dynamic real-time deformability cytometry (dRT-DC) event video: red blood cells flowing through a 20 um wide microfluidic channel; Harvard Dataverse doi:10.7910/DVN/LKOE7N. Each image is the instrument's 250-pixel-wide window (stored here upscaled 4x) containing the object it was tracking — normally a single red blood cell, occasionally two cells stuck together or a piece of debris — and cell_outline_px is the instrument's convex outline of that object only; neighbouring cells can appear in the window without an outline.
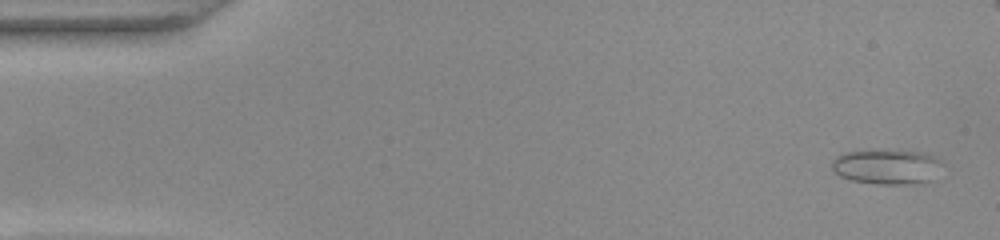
{"species": "common noctule bat (a hibernating species)", "species_latin": "Nyctalus noctula", "temperature_condition": "warm", "stored_images_in_passage": 53, "camera_frame_rate_fps": 3000, "um_per_image_px": 0.085, "animal": {"sex": "female", "body_mass_g": 22.0, "forearm_length_mm": 56.7}, "frame": {"image": 1, "passage_image": 2, "time_ms": 0.333, "image_size_px": [1000, 240], "cell_outline_px": [[944, 164], [932, 180], [924, 184], [876, 184], [852, 180], [840, 176], [832, 168], [832, 160], [836, 156], [844, 152], [880, 148], [900, 148], [924, 152], [936, 156]], "centroid_in_image_um": [75.45, 14.12], "position_along_channel_um": 9.6, "area_um2": 23.7}}
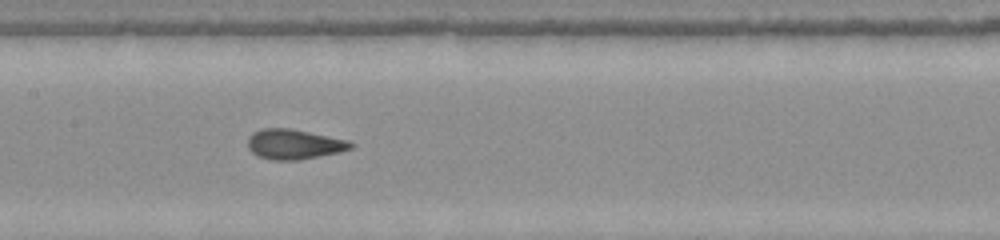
{"frame": {"image": 2, "passage_image": 25, "time_ms": 8.0, "image_size_px": [1000, 240], "cell_outline_px": [[356, 144], [352, 148], [340, 152], [300, 160], [272, 160], [256, 156], [248, 148], [248, 136], [252, 132], [264, 128], [288, 128], [348, 140]], "centroid_in_image_um": [24.98, 12.27], "position_along_channel_um": 182.4, "area_um2": 18.09}}
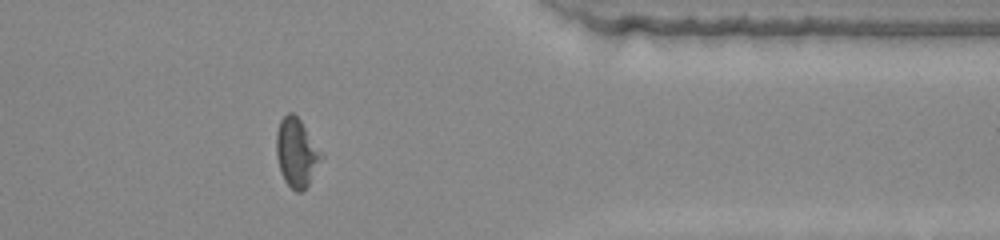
{"frame": {"image": 3, "passage_image": 42, "time_ms": 13.667, "image_size_px": [1000, 240], "cell_outline_px": [[324, 156], [308, 184], [300, 192], [296, 192], [284, 180], [276, 156], [276, 132], [280, 120], [288, 112], [292, 112], [300, 120], [324, 152]], "centroid_in_image_um": [25.22, 12.94], "position_along_channel_um": 386.2, "area_um2": 18.03}, "authors_computed_cell_mechanics": {"area_um2": 17.918, "velocity_mm_per_s": 3.9087, "shape_relaxation_time_tau1_ms": 3.2913, "shape_relaxation_time_tau2_ms": 0.9907, "deformation_change_tau1": 0.1404, "deformation_change_tau2": 0.0755}}